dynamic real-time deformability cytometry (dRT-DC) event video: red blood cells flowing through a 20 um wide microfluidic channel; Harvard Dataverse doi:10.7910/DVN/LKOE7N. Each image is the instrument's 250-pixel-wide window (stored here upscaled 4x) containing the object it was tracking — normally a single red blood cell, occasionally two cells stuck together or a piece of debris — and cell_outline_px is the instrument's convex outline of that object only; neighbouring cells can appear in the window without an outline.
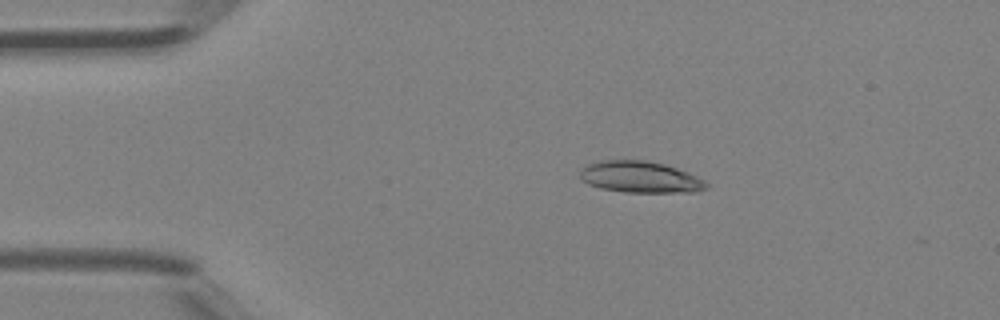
{"species": "Egyptian fruit bat (a non-hibernating species)", "species_latin": "Rousettus aegyptiacus", "temperature_condition": "room temperature", "stored_images_in_passage": 4, "camera_frame_rate_fps": 3000, "um_per_image_px": 0.085, "animal": {"sex": "female"}, "frame": {"image": 1, "passage_image": 3, "time_ms": 0.667, "image_size_px": [1000, 320], "cell_outline_px": [[708, 188], [692, 192], [624, 192], [600, 188], [588, 184], [580, 180], [580, 172], [588, 164], [600, 160], [644, 160], [664, 164], [688, 172], [704, 180], [708, 184]], "centroid_in_image_um": [54.41, 15.05], "position_along_channel_um": 30.6, "area_um2": 23.12}}